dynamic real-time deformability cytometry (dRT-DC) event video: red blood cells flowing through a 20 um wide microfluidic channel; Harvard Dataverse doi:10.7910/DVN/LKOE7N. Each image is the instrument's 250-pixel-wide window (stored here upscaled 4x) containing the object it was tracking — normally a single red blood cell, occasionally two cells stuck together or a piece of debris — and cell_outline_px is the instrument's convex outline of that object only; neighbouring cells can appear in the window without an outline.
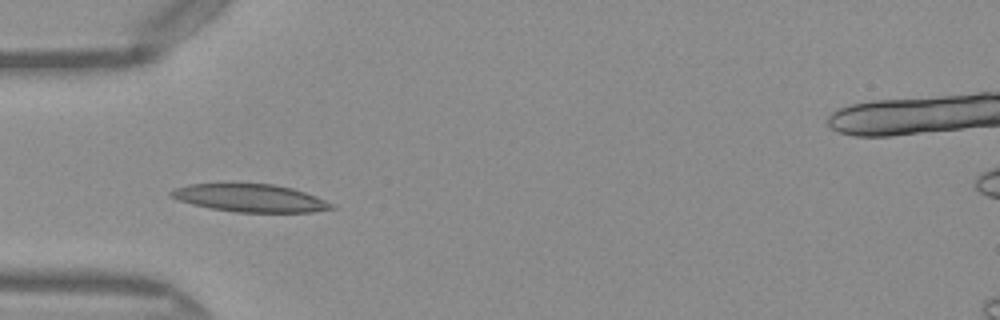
{"species": "Egyptian fruit bat (a non-hibernating species)", "species_latin": "Rousettus aegyptiacus", "temperature_condition": "warm", "stored_images_in_passage": 6, "camera_frame_rate_fps": 3000, "um_per_image_px": 0.085, "frame": {"image": 1, "passage_image": 3, "time_ms": 0.667, "image_size_px": [1000, 320], "cell_outline_px": [[336, 208], [312, 212], [236, 212], [212, 208], [192, 204], [168, 196], [168, 192], [176, 188], [188, 184], [272, 184], [292, 188], [316, 196], [332, 204]], "centroid_in_image_um": [21.26, 16.83], "position_along_channel_um": 63.7, "area_um2": 25.66}}